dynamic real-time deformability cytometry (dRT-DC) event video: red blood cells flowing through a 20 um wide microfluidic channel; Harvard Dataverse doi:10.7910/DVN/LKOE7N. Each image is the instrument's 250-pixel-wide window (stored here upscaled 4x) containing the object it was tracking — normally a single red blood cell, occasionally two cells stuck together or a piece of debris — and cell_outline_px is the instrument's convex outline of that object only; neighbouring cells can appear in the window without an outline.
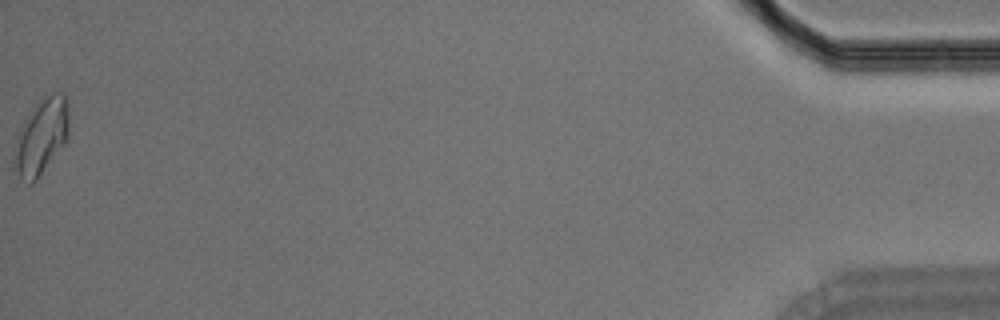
{"species": "Egyptian fruit bat (a non-hibernating species)", "species_latin": "Rousettus aegyptiacus", "temperature_condition": "room temperature", "stored_images_in_passage": 46, "camera_frame_rate_fps": 3000, "um_per_image_px": 0.085, "animal": {"sex": "male"}, "frame": {"image": 1, "passage_image": 46, "time_ms": 15.0, "image_size_px": [1000, 320], "cell_outline_px": [[68, 140], [36, 180], [32, 184], [28, 184], [12, 168], [12, 148], [16, 136], [24, 120], [32, 108], [44, 96], [52, 92], [64, 92], [68, 100]], "centroid_in_image_um": [3.48, 11.61], "position_along_channel_um": 431.7, "area_um2": 24.8}}